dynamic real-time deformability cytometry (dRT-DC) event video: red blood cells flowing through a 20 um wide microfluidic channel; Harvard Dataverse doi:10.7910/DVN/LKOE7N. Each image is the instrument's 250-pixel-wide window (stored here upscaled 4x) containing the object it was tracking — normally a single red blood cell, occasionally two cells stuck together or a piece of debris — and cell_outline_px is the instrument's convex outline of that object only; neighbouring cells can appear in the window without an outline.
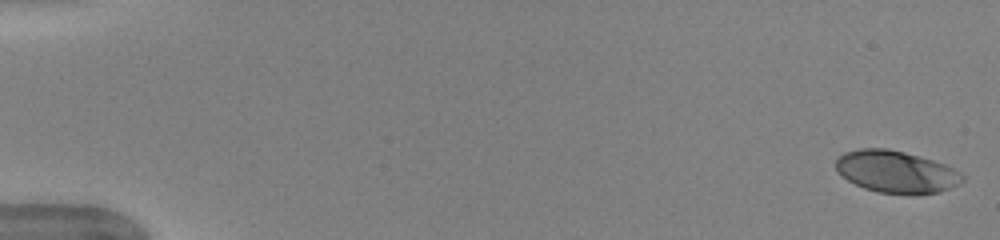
{"species": "human", "species_latin": "Homo sapiens", "temperature_condition": "warm", "stored_images_in_passage": 51, "camera_frame_rate_fps": 3000, "um_per_image_px": 0.085, "donor": {"sex": "female"}, "frame": {"image": 1, "passage_image": 1, "time_ms": 0.0, "image_size_px": [1000, 240], "cell_outline_px": [[964, 180], [948, 188], [936, 192], [912, 196], [908, 196], [880, 192], [864, 188], [848, 180], [836, 172], [836, 160], [844, 152], [860, 148], [888, 148], [904, 152], [932, 160], [944, 164], [960, 172], [964, 176]], "centroid_in_image_um": [76.14, 14.61], "position_along_channel_um": 8.9, "area_um2": 31.1}}
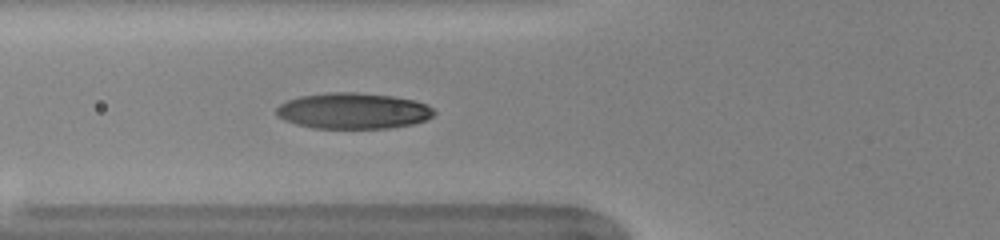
{"frame": {"image": 2, "passage_image": 20, "time_ms": 6.333, "image_size_px": [1000, 240], "cell_outline_px": [[436, 112], [432, 116], [424, 120], [412, 124], [388, 128], [312, 128], [296, 124], [284, 120], [276, 116], [276, 108], [280, 104], [288, 100], [300, 96], [332, 92], [356, 92], [392, 96], [412, 100], [428, 104]], "centroid_in_image_um": [30.0, 9.42], "position_along_channel_um": 95.8, "area_um2": 33.0}}
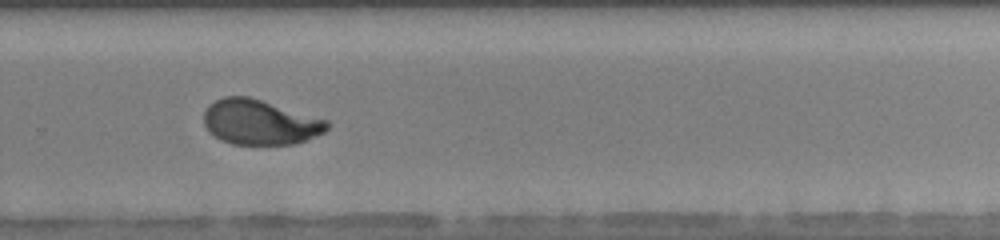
{"frame": {"image": 3, "passage_image": 36, "time_ms": 11.667, "image_size_px": [1000, 240], "cell_outline_px": [[328, 128], [324, 132], [296, 144], [232, 144], [220, 140], [208, 132], [204, 124], [204, 112], [208, 104], [224, 96], [248, 96], [328, 120]], "centroid_in_image_um": [22.05, 10.39], "position_along_channel_um": 307.7, "area_um2": 32.31}, "authors_computed_cell_mechanics": {"area_um2": 32.5992, "velocity_mm_per_s": 3.9718, "shape_relaxation_time_tau1_ms": 3.6689, "shape_relaxation_time_tau2_ms": 0.9113, "deformation_change_tau1": 0.1717, "deformation_change_tau2": 0.0582}}